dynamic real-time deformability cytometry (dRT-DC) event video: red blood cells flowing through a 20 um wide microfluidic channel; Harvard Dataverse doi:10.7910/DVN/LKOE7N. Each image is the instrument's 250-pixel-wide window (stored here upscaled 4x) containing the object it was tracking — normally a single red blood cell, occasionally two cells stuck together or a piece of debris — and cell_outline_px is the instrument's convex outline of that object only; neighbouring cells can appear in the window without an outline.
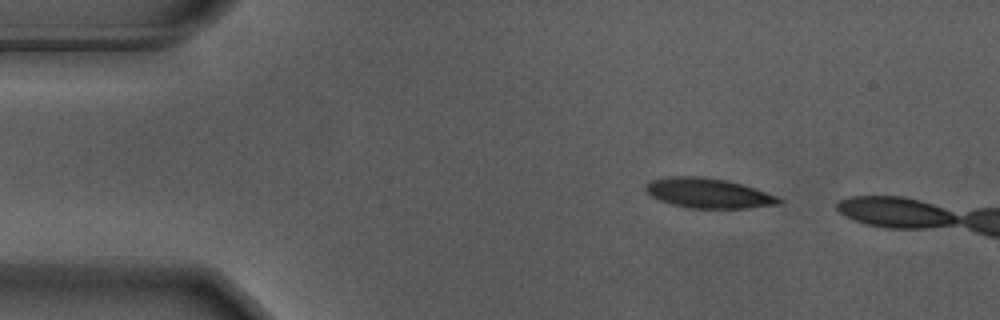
{"species": "Egyptian fruit bat (a non-hibernating species)", "species_latin": "Rousettus aegyptiacus", "temperature_condition": "warm", "stored_images_in_passage": 11, "camera_frame_rate_fps": 3000, "um_per_image_px": 0.085, "animal": {"sex": "male"}, "frame": {"image": 1, "passage_image": 7, "time_ms": 2.0, "image_size_px": [1000, 320], "cell_outline_px": [[784, 204], [748, 208], [692, 208], [672, 204], [660, 200], [652, 196], [644, 188], [644, 184], [648, 180], [668, 176], [704, 176], [728, 180], [776, 196], [784, 200]], "centroid_in_image_um": [60.19, 16.41], "position_along_channel_um": 24.8, "area_um2": 23.29}}